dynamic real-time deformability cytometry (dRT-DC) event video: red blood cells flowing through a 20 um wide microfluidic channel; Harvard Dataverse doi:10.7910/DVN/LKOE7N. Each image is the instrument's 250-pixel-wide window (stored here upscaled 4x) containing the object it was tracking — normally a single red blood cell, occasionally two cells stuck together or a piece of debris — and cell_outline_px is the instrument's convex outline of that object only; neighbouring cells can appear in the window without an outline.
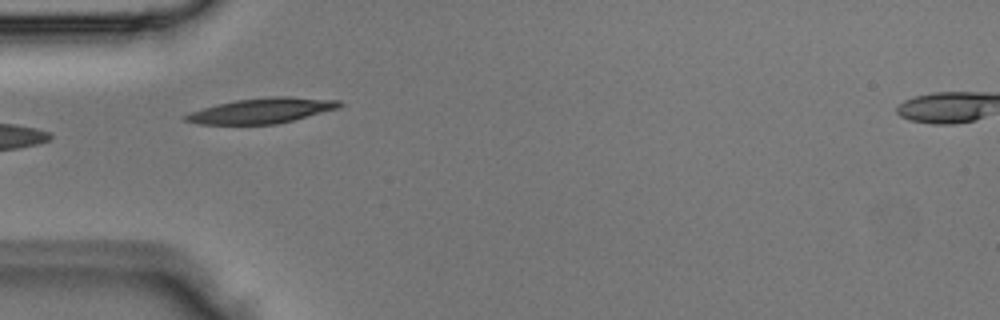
{"species": "Egyptian fruit bat (a non-hibernating species)", "species_latin": "Rousettus aegyptiacus", "temperature_condition": "room temperature", "stored_images_in_passage": 3, "camera_frame_rate_fps": 3000, "um_per_image_px": 0.085, "animal": {"sex": "male"}, "frame": {"image": 1, "passage_image": 3, "time_ms": 0.667, "image_size_px": [1000, 320], "cell_outline_px": [[344, 104], [340, 108], [276, 124], [200, 124], [184, 120], [180, 116], [188, 112], [216, 104], [236, 100], [272, 96], [288, 96], [340, 100]], "centroid_in_image_um": [22.23, 9.39], "position_along_channel_um": 62.8, "area_um2": 22.77}}